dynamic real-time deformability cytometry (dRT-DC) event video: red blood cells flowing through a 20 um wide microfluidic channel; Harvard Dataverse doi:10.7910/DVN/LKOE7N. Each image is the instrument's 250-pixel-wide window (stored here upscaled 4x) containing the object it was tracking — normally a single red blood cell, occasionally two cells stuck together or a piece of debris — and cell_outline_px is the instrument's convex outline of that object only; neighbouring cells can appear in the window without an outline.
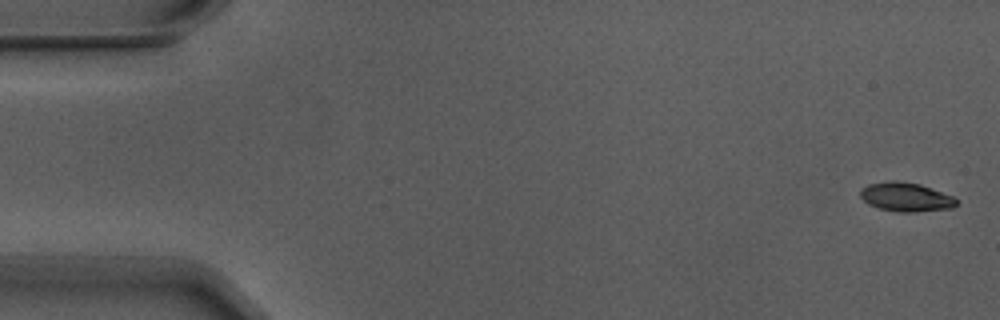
{"species": "Egyptian fruit bat (a non-hibernating species)", "species_latin": "Rousettus aegyptiacus", "temperature_condition": "warm", "stored_images_in_passage": 4, "segment_of_instrument_passage": [1, 2], "camera_frame_rate_fps": 3000, "um_per_image_px": 0.085, "animal": {"sex": "male"}, "frame": {"image": 1, "passage_image": 1, "time_ms": 0.0, "image_size_px": [1000, 320], "cell_outline_px": [[960, 200], [952, 208], [912, 212], [900, 212], [880, 208], [868, 204], [860, 196], [860, 188], [868, 184], [892, 180], [920, 184], [952, 196]], "centroid_in_image_um": [76.99, 16.74], "position_along_channel_um": 8.0, "area_um2": 16.13}}